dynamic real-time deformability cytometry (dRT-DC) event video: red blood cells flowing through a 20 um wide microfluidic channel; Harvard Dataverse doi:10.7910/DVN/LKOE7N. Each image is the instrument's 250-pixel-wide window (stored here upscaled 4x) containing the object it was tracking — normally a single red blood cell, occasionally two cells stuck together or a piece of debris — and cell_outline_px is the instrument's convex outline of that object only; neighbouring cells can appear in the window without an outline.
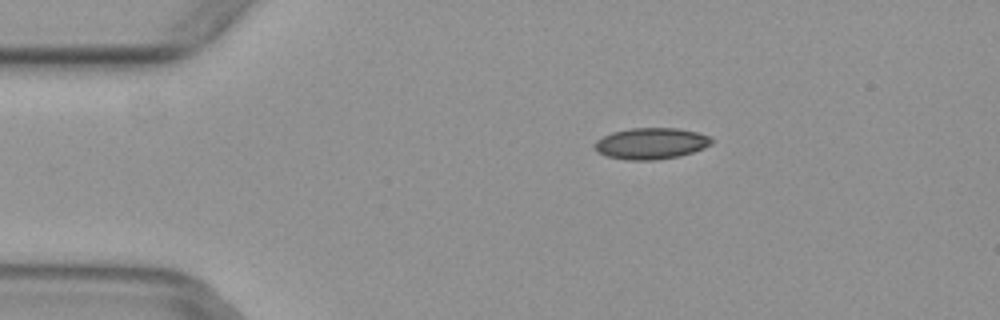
{"species": "common noctule bat (a hibernating species)", "species_latin": "Nyctalus noctula", "temperature_condition": "warm", "stored_images_in_passage": 4, "camera_frame_rate_fps": 3000, "um_per_image_px": 0.085, "animal": {"sex": "female", "body_mass_g": 29.2, "forearm_length_mm": 56.3}, "frame": {"image": 1, "passage_image": 2, "time_ms": 0.333, "image_size_px": [1000, 320], "cell_outline_px": [[712, 144], [704, 148], [680, 156], [656, 160], [628, 160], [608, 156], [596, 152], [592, 144], [596, 140], [612, 132], [632, 128], [680, 128], [696, 132], [708, 136], [712, 140]], "centroid_in_image_um": [55.31, 12.2], "position_along_channel_um": 29.7, "area_um2": 21.39}}